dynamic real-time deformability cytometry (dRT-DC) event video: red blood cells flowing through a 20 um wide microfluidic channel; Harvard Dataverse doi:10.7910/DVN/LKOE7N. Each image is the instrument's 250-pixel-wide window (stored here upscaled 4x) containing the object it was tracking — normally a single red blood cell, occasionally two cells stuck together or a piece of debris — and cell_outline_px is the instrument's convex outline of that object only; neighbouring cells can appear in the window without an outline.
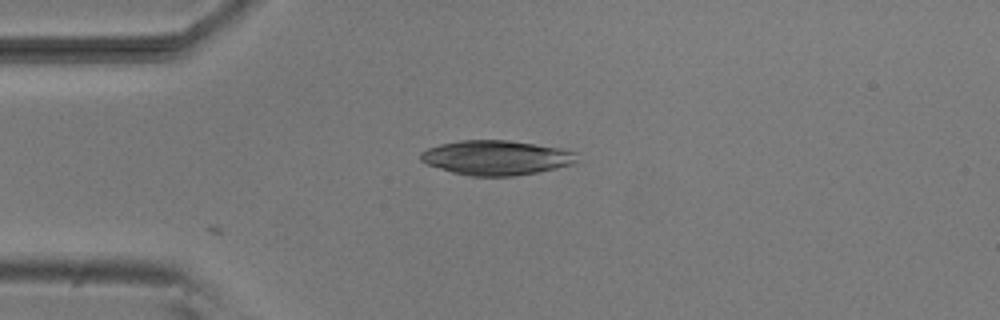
{"species": "common noctule bat (a hibernating species)", "species_latin": "Nyctalus noctula", "temperature_condition": "room temperature", "stored_images_in_passage": 5, "camera_frame_rate_fps": 3000, "um_per_image_px": 0.085, "animal": {"sex": "male", "body_mass_g": 20.5, "forearm_length_mm": 52.5}, "frame": {"image": 1, "passage_image": 1, "time_ms": 0.0, "image_size_px": [1000, 320], "cell_outline_px": [[576, 160], [572, 164], [556, 168], [536, 172], [512, 176], [468, 176], [452, 172], [428, 164], [420, 160], [420, 152], [428, 148], [440, 144], [460, 140], [508, 140], [560, 148], [576, 152]], "centroid_in_image_um": [42.15, 13.4], "position_along_channel_um": 42.8, "area_um2": 31.33}}